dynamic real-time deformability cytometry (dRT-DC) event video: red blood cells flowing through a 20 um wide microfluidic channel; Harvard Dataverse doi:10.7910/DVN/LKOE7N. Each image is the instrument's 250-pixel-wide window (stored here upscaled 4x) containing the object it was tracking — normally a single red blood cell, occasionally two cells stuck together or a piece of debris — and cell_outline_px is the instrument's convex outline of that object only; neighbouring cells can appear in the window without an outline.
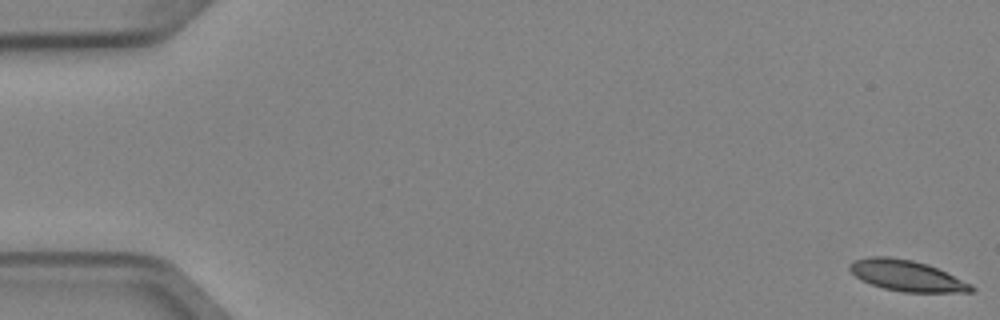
{"species": "Egyptian fruit bat (a non-hibernating species)", "species_latin": "Rousettus aegyptiacus", "temperature_condition": "cold", "stored_images_in_passage": 5, "camera_frame_rate_fps": 3000, "um_per_image_px": 0.085, "animal": {"sex": "female"}, "frame": {"image": 1, "passage_image": 1, "time_ms": 0.0, "image_size_px": [1000, 320], "cell_outline_px": [[976, 288], [972, 292], [904, 292], [884, 288], [860, 280], [848, 268], [848, 264], [856, 260], [868, 256], [888, 256], [912, 260], [928, 264], [972, 284]], "centroid_in_image_um": [77.07, 23.42], "position_along_channel_um": 7.9, "area_um2": 21.85}}
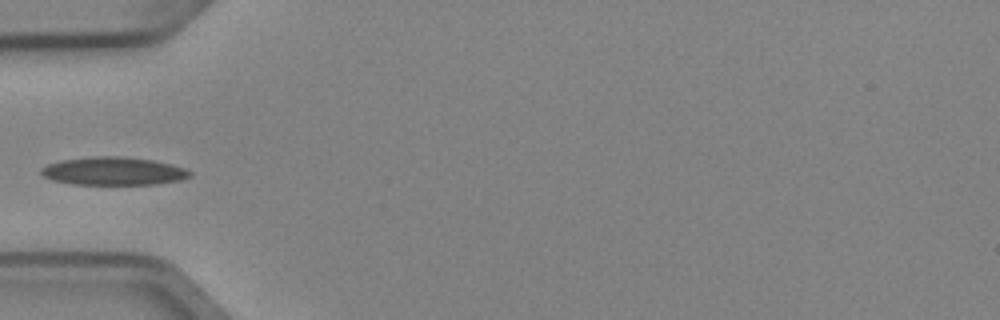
{"frame": {"image": 2, "passage_image": 5, "time_ms": 1.333, "image_size_px": [1000, 320], "cell_outline_px": [[192, 176], [180, 180], [156, 184], [72, 184], [52, 180], [44, 176], [40, 172], [40, 168], [48, 164], [60, 160], [92, 156], [120, 156], [152, 160], [172, 164], [184, 168], [192, 172]], "centroid_in_image_um": [9.64, 14.54], "position_along_channel_um": 75.4, "area_um2": 24.39}}